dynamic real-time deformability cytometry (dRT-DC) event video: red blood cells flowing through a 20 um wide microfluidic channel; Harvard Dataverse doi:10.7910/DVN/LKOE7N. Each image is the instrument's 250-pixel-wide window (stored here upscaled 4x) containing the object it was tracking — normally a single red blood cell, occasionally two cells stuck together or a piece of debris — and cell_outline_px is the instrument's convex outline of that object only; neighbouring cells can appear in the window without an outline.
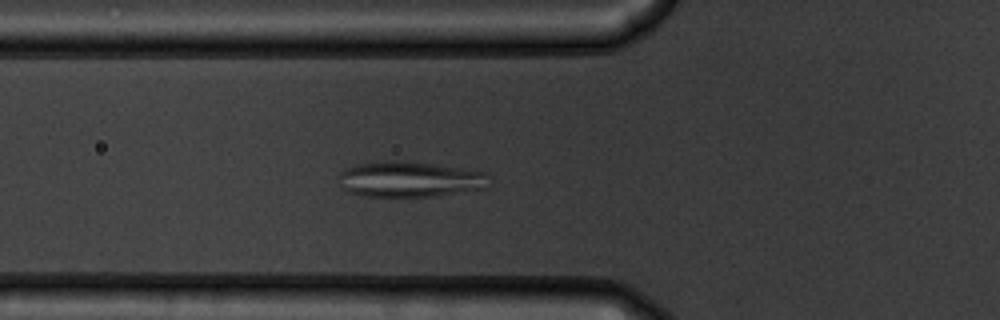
{"species": "common noctule bat (a hibernating species)", "species_latin": "Nyctalus noctula", "temperature_condition": "warm", "stored_images_in_passage": 38, "camera_frame_rate_fps": 3000, "um_per_image_px": 0.085, "animal": {"sex": "male", "body_mass_g": 19.5, "forearm_length_mm": 54.6}, "frame": {"image": 1, "passage_image": 3, "time_ms": 0.667, "image_size_px": [1000, 320], "cell_outline_px": [[488, 188], [432, 196], [364, 196], [348, 192], [340, 184], [340, 172], [348, 168], [360, 164], [388, 160], [408, 160], [488, 172]], "centroid_in_image_um": [34.87, 15.23], "position_along_channel_um": 90.9, "area_um2": 31.21}}
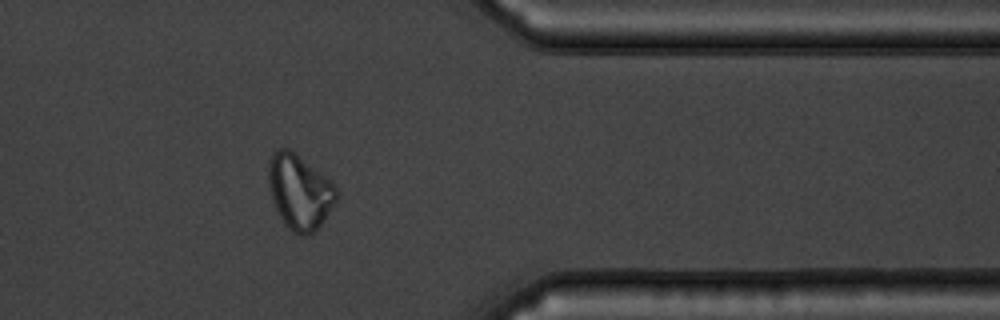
{"frame": {"image": 2, "passage_image": 28, "time_ms": 9.0, "image_size_px": [1000, 320], "cell_outline_px": [[340, 192], [336, 200], [324, 220], [308, 236], [300, 236], [288, 228], [284, 224], [276, 212], [272, 200], [268, 180], [268, 164], [272, 152], [280, 148], [292, 148], [332, 180], [336, 184]], "centroid_in_image_um": [25.48, 16.26], "position_along_channel_um": 385.9, "area_um2": 30.4}}
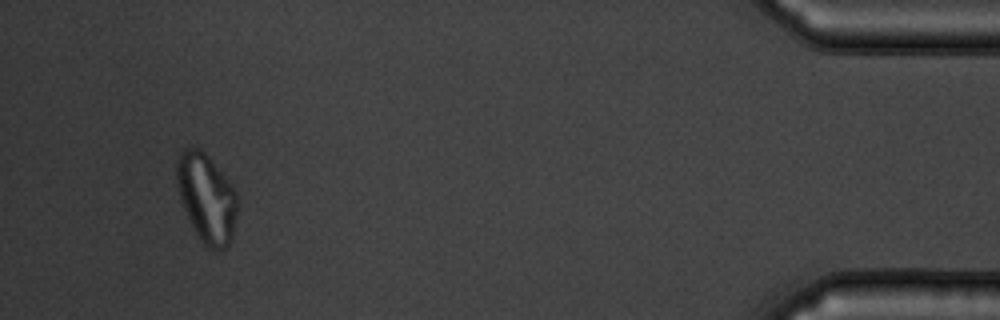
{"frame": {"image": 3, "passage_image": 35, "time_ms": 11.333, "image_size_px": [1000, 320], "cell_outline_px": [[236, 212], [232, 240], [224, 248], [216, 252], [212, 252], [200, 240], [180, 200], [176, 184], [176, 160], [180, 152], [184, 148], [200, 148], [208, 156], [232, 184], [236, 192]], "centroid_in_image_um": [17.54, 16.83], "position_along_channel_um": 417.7, "area_um2": 31.39}, "authors_computed_cell_mechanics": {"area_um2": 29.5936, "velocity_mm_per_s": 3.68, "shape_relaxation_time_tau1_ms": 9.8894, "shape_relaxation_time_tau2_ms": 1.2553, "deformation_change_tau1": 0.2219, "deformation_change_tau2": 0.0585}}